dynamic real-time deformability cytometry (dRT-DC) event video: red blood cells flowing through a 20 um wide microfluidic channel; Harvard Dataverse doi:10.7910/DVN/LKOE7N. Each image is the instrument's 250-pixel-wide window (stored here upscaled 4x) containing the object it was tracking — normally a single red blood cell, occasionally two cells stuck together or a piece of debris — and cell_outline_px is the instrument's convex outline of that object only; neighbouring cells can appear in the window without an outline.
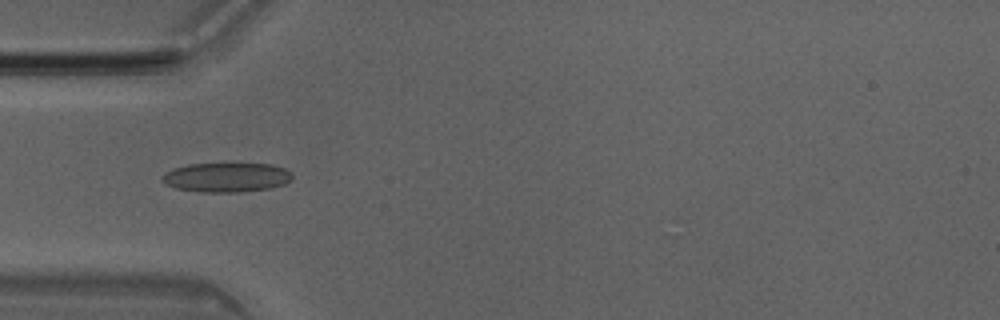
{"species": "Egyptian fruit bat (a non-hibernating species)", "species_latin": "Rousettus aegyptiacus", "temperature_condition": "room temperature", "stored_images_in_passage": 32, "camera_frame_rate_fps": 3000, "um_per_image_px": 0.085, "animal": {"sex": "male"}, "frame": {"image": 1, "passage_image": 9, "time_ms": 2.667, "image_size_px": [1000, 320], "cell_outline_px": [[292, 180], [284, 184], [272, 188], [240, 192], [200, 192], [176, 188], [164, 184], [160, 180], [160, 176], [164, 172], [172, 168], [188, 164], [272, 164], [284, 168], [292, 172]], "centroid_in_image_um": [19.22, 15.08], "position_along_channel_um": 65.8, "area_um2": 22.6}}
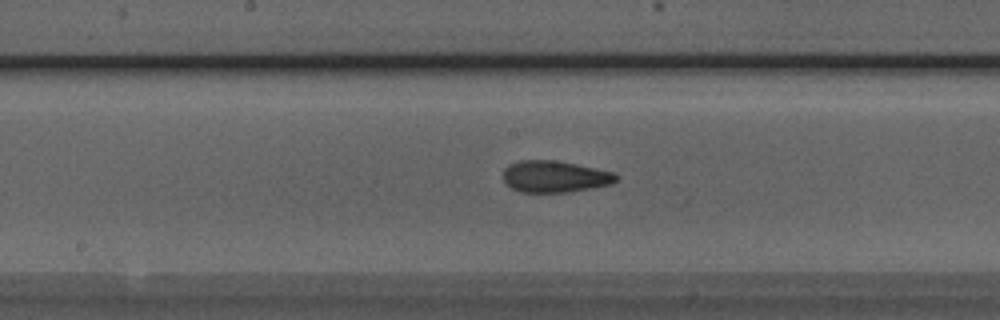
{"frame": {"image": 2, "passage_image": 19, "time_ms": 6.0, "image_size_px": [1000, 320], "cell_outline_px": [[616, 180], [612, 184], [592, 188], [568, 192], [520, 192], [504, 184], [504, 168], [508, 164], [520, 160], [556, 160], [576, 164], [612, 172], [616, 176]], "centroid_in_image_um": [47.1, 15.01], "position_along_channel_um": 201.1, "area_um2": 20.81}}
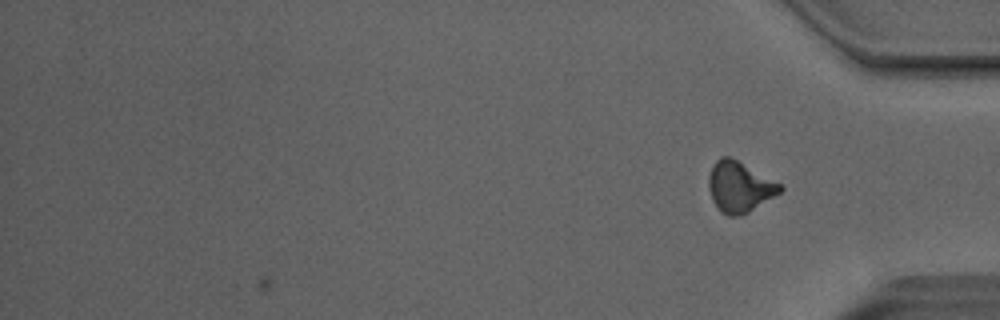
{"frame": {"image": 3, "passage_image": 32, "time_ms": 10.333, "image_size_px": [1000, 320], "cell_outline_px": [[784, 188], [780, 192], [748, 212], [740, 216], [728, 216], [720, 212], [712, 200], [708, 188], [708, 180], [712, 164], [720, 156], [728, 156], [736, 160], [780, 184]], "centroid_in_image_um": [62.8, 15.9], "position_along_channel_um": 372.4, "area_um2": 20.75}, "authors_computed_cell_mechanics": {"area_um2": 20.7791, "velocity_mm_per_s": 4.0466, "shape_relaxation_time_tau1_ms": 7.3633, "shape_relaxation_time_tau2_ms": 2.2346, "deformation_change_tau1": 0.1592, "deformation_change_tau2": 0.0914}}